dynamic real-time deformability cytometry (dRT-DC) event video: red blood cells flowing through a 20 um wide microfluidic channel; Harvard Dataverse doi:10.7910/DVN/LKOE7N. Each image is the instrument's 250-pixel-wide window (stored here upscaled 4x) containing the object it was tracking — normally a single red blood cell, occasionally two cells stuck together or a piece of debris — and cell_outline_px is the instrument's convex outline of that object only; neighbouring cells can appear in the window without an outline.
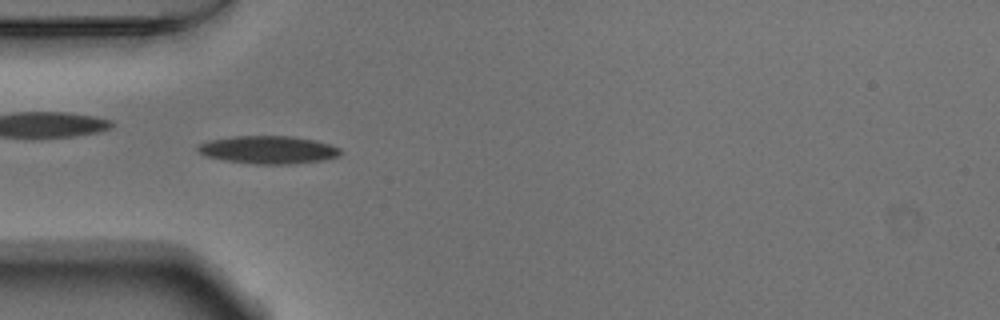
{"species": "Egyptian fruit bat (a non-hibernating species)", "species_latin": "Rousettus aegyptiacus", "temperature_condition": "warm", "stored_images_in_passage": 52, "camera_frame_rate_fps": 3000, "um_per_image_px": 0.085, "animal": {"sex": "male"}, "frame": {"image": 1, "passage_image": 15, "time_ms": 4.667, "image_size_px": [1000, 320], "cell_outline_px": [[344, 152], [340, 156], [324, 160], [292, 164], [256, 164], [224, 160], [204, 156], [196, 148], [200, 144], [212, 140], [232, 136], [292, 136], [316, 140], [340, 148]], "centroid_in_image_um": [22.85, 12.73], "position_along_channel_um": 62.1, "area_um2": 23.24}}
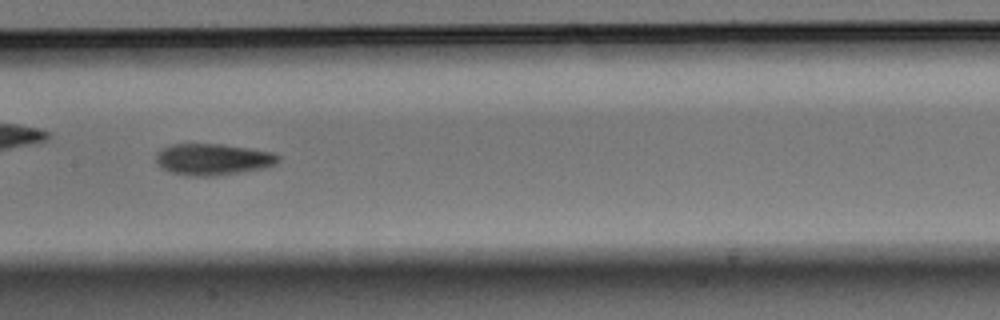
{"frame": {"image": 2, "passage_image": 25, "time_ms": 8.0, "image_size_px": [1000, 320], "cell_outline_px": [[280, 160], [276, 164], [264, 168], [216, 176], [184, 176], [160, 168], [156, 164], [156, 152], [160, 148], [172, 144], [220, 144], [248, 148], [272, 152], [280, 156]], "centroid_in_image_um": [18.05, 13.55], "position_along_channel_um": 189.3, "area_um2": 22.66}}
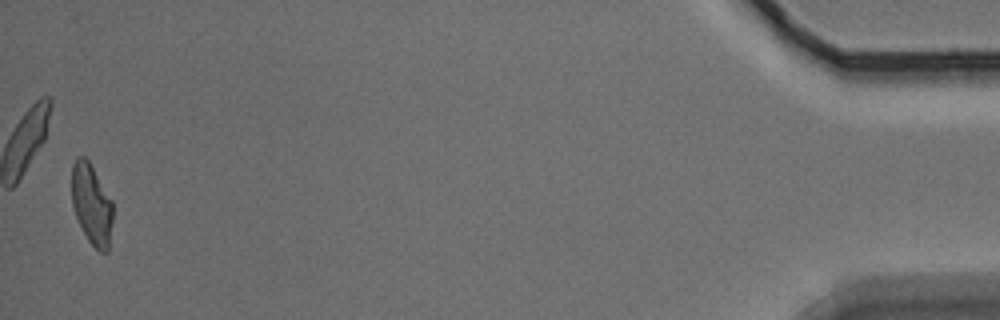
{"frame": {"image": 3, "passage_image": 51, "time_ms": 16.667, "image_size_px": [1000, 320], "cell_outline_px": [[112, 220], [108, 252], [100, 252], [88, 240], [76, 216], [72, 204], [72, 164], [80, 156], [84, 156], [88, 160], [112, 200]], "centroid_in_image_um": [7.79, 17.37], "position_along_channel_um": 427.4, "area_um2": 19.02}, "authors_computed_cell_mechanics": {"area_um2": 20.8658, "velocity_mm_per_s": 3.8094, "shape_relaxation_time_tau1_ms": 4.3017, "shape_relaxation_time_tau2_ms": 4.3194, "deformation_change_tau1": 0.1798, "deformation_change_tau2": 0.1363}}